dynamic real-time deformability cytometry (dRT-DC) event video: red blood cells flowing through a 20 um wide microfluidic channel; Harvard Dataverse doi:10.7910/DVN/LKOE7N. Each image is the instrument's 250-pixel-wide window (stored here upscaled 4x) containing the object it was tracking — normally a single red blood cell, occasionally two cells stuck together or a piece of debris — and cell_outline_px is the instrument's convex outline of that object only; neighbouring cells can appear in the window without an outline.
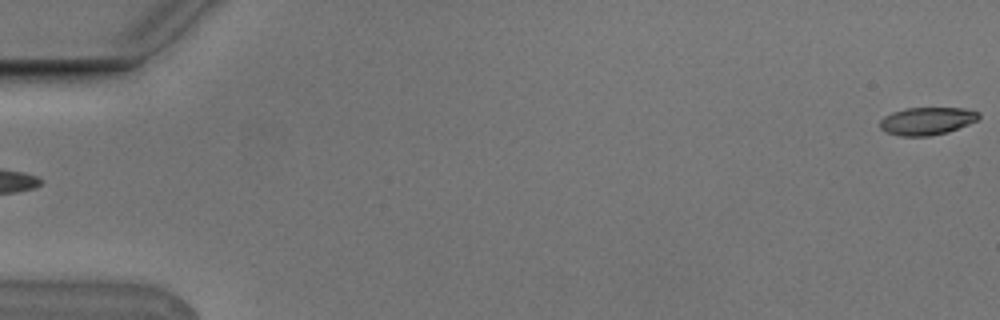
{"species": "Egyptian fruit bat (a non-hibernating species)", "species_latin": "Rousettus aegyptiacus", "temperature_condition": "cold", "stored_images_in_passage": 5, "segment_of_instrument_passage": [2, 2], "camera_frame_rate_fps": 3000, "um_per_image_px": 0.085, "animal": {"sex": "male"}, "frame": {"image": 1, "passage_image": 5, "time_ms": 1.333, "image_size_px": [1000, 320], "cell_outline_px": [[980, 116], [976, 120], [968, 124], [948, 132], [928, 136], [900, 136], [888, 132], [880, 128], [880, 120], [884, 116], [892, 112], [904, 108], [964, 108], [980, 112]], "centroid_in_image_um": [78.78, 10.28], "position_along_channel_um": 6.2, "area_um2": 15.9}}